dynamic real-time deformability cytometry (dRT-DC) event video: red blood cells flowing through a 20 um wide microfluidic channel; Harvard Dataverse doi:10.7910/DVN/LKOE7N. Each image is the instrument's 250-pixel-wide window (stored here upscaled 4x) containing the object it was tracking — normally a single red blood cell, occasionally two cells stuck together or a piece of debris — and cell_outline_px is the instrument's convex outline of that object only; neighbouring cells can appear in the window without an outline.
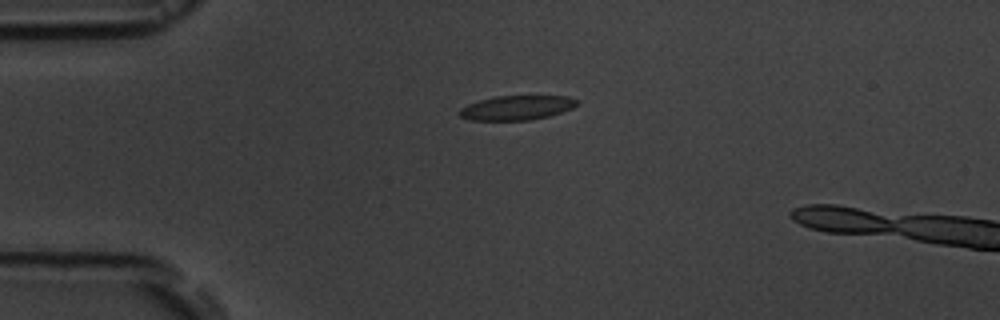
{"species": "common noctule bat (a hibernating species)", "species_latin": "Nyctalus noctula", "temperature_condition": "room temperature", "stored_images_in_passage": 2, "camera_frame_rate_fps": 3000, "um_per_image_px": 0.085, "animal": {"sex": "male", "body_mass_g": 19.5, "forearm_length_mm": 54.6}, "frame": {"image": 1, "passage_image": 1, "time_ms": 0.0, "image_size_px": [1000, 320], "cell_outline_px": [[580, 104], [572, 108], [548, 116], [528, 120], [468, 120], [460, 116], [456, 112], [460, 108], [468, 104], [480, 100], [496, 96], [568, 96], [580, 100]], "centroid_in_image_um": [43.92, 9.15], "position_along_channel_um": 41.1, "area_um2": 16.82}}